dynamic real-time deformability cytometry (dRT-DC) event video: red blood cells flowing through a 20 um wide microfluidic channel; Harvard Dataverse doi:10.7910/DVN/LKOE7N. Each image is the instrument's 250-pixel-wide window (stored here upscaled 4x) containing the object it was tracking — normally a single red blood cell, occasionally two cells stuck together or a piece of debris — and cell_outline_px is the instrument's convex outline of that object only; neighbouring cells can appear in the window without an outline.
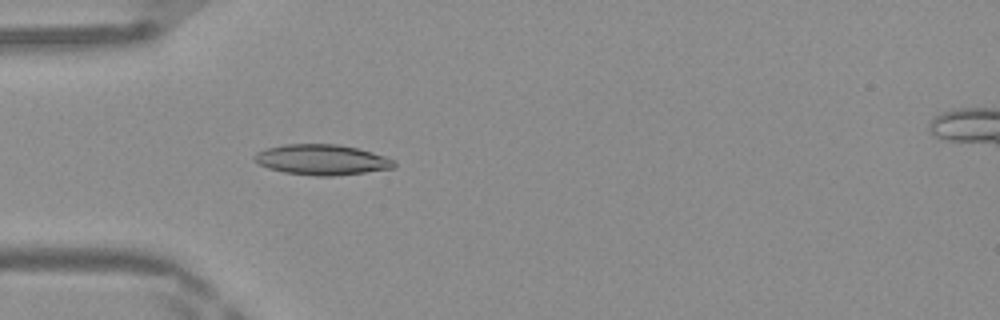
{"species": "Egyptian fruit bat (a non-hibernating species)", "species_latin": "Rousettus aegyptiacus", "temperature_condition": "warm", "stored_images_in_passage": 38, "camera_frame_rate_fps": 3000, "um_per_image_px": 0.085, "frame": {"image": 1, "passage_image": 10, "time_ms": 3.0, "image_size_px": [1000, 320], "cell_outline_px": [[396, 164], [392, 168], [364, 172], [332, 176], [316, 176], [284, 172], [268, 168], [260, 164], [256, 160], [256, 152], [268, 148], [284, 144], [336, 144], [356, 148], [372, 152], [396, 160]], "centroid_in_image_um": [27.38, 13.57], "position_along_channel_um": 57.6, "area_um2": 24.45}}
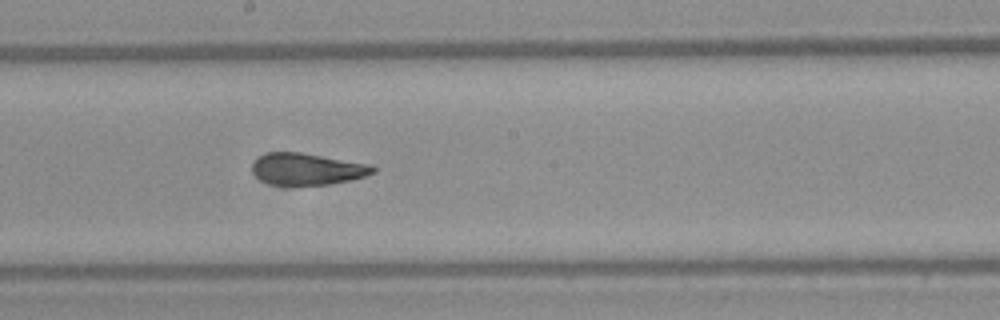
{"frame": {"image": 2, "passage_image": 22, "time_ms": 7.0, "image_size_px": [1000, 320], "cell_outline_px": [[376, 172], [352, 180], [328, 184], [268, 184], [260, 180], [252, 172], [252, 164], [260, 156], [268, 152], [300, 152], [372, 164], [376, 168]], "centroid_in_image_um": [26.13, 14.36], "position_along_channel_um": 222.1, "area_um2": 22.25}}
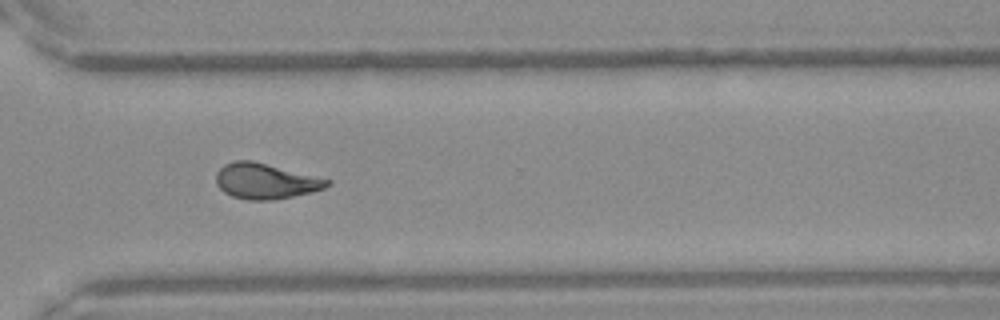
{"frame": {"image": 3, "passage_image": 31, "time_ms": 10.0, "image_size_px": [1000, 320], "cell_outline_px": [[332, 184], [324, 188], [292, 196], [272, 200], [248, 200], [232, 196], [224, 192], [216, 184], [216, 172], [224, 164], [236, 160], [252, 160], [332, 180]], "centroid_in_image_um": [22.55, 15.39], "position_along_channel_um": 348.1, "area_um2": 22.89}, "authors_computed_cell_mechanics": {"area_um2": 22.4264, "velocity_mm_per_s": 4.201, "shape_relaxation_time_tau1_ms": 9.9531, "shape_relaxation_time_tau2_ms": 2.1597, "deformation_change_tau1": 0.256, "deformation_change_tau2": 0.0876}}